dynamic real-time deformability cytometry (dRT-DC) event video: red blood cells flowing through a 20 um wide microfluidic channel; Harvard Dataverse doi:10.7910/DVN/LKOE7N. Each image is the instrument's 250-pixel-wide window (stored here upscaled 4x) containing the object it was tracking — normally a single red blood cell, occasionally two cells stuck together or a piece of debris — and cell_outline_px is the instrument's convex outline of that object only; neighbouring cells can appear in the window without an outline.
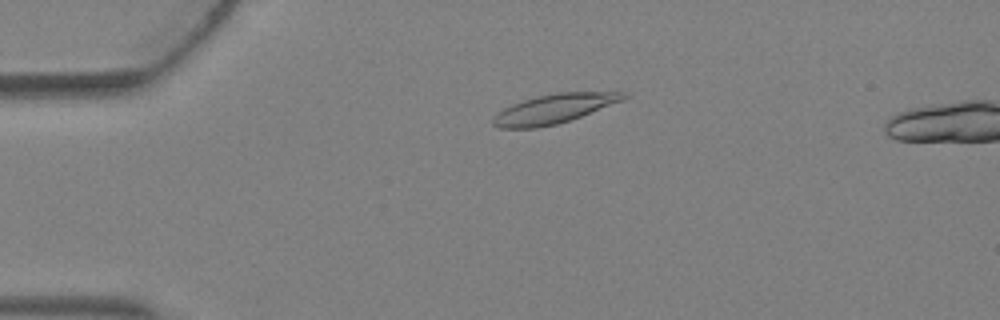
{"species": "Egyptian fruit bat (a non-hibernating species)", "species_latin": "Rousettus aegyptiacus", "temperature_condition": "warm", "stored_images_in_passage": 3, "camera_frame_rate_fps": 3000, "um_per_image_px": 0.085, "animal": {"sex": "female"}, "frame": {"image": 1, "passage_image": 1, "time_ms": 0.0, "image_size_px": [1000, 320], "cell_outline_px": [[628, 96], [624, 100], [580, 116], [556, 124], [536, 128], [500, 128], [492, 124], [492, 120], [496, 112], [520, 100], [536, 96], [556, 92], [628, 92]], "centroid_in_image_um": [47.06, 9.23], "position_along_channel_um": 37.9, "area_um2": 22.25}}
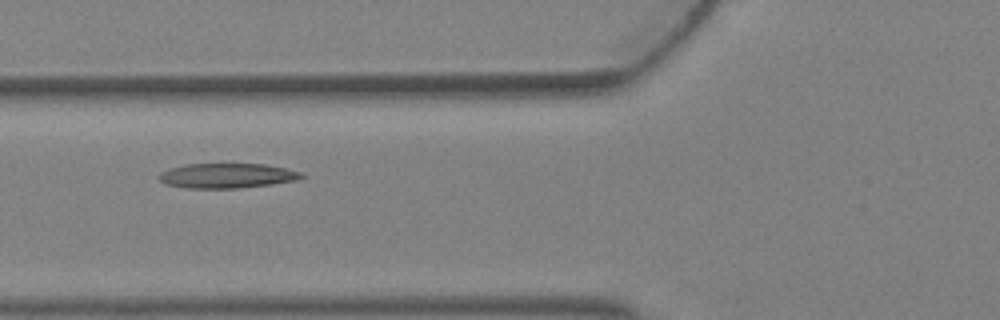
{"frame": {"image": 2, "passage_image": 3, "time_ms": 0.667, "image_size_px": [1000, 320], "cell_outline_px": [[304, 176], [296, 180], [272, 184], [240, 188], [188, 188], [164, 184], [156, 176], [160, 172], [168, 168], [184, 164], [264, 164], [284, 168], [300, 172]], "centroid_in_image_um": [19.22, 14.93], "position_along_channel_um": 106.6, "area_um2": 20.63}}